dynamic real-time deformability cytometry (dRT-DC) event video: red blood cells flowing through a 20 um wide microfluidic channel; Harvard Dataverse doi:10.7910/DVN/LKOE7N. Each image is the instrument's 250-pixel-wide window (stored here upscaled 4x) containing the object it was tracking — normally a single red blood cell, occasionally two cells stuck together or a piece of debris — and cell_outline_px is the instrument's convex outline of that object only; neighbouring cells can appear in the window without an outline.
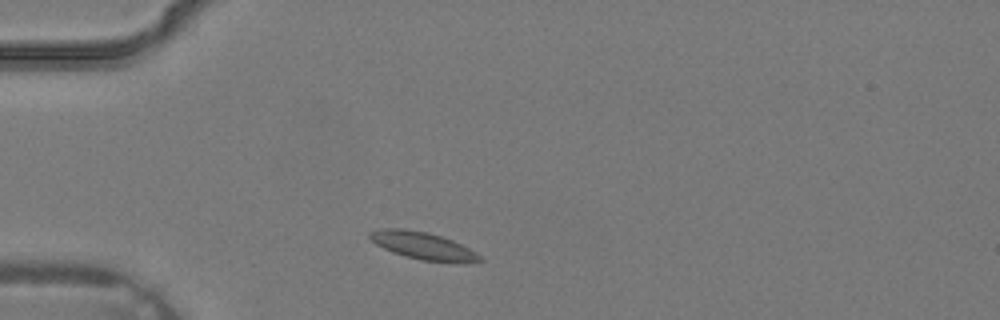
{"species": "common noctule bat (a hibernating species)", "species_latin": "Nyctalus noctula", "temperature_condition": "warm", "stored_images_in_passage": 1, "camera_frame_rate_fps": 3000, "um_per_image_px": 0.085, "animal": {"sex": "male", "body_mass_g": 19.2, "forearm_length_mm": 51.8}, "frame": {"image": 1, "passage_image": 1, "time_ms": 0.0, "image_size_px": [1000, 320], "cell_outline_px": [[484, 260], [420, 260], [392, 252], [376, 244], [368, 236], [368, 232], [384, 228], [400, 228], [428, 232], [452, 240], [476, 252]], "centroid_in_image_um": [35.83, 20.83], "position_along_channel_um": 49.2, "area_um2": 16.7}}